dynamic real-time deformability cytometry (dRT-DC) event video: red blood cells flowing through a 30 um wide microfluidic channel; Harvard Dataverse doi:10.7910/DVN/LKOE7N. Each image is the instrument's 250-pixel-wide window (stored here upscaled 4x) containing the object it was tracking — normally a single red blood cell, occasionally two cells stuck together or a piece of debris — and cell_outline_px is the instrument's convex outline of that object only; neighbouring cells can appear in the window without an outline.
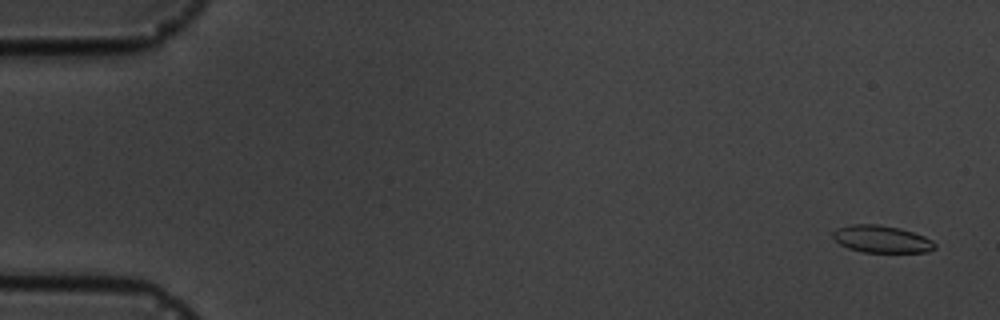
{"species": "common noctule bat (a hibernating species)", "species_latin": "Nyctalus noctula", "temperature_condition": "cold", "stored_images_in_passage": 7, "camera_frame_rate_fps": 3000, "um_per_image_px": 0.085, "animal": {"sex": "male", "body_mass_g": 19.5, "forearm_length_mm": 54.6}, "frame": {"image": 1, "passage_image": 1, "time_ms": 0.0, "image_size_px": [1000, 320], "cell_outline_px": [[936, 248], [928, 252], [864, 252], [848, 248], [840, 244], [832, 236], [832, 232], [836, 228], [852, 224], [880, 224], [900, 228], [924, 236], [932, 240], [936, 244]], "centroid_in_image_um": [74.94, 20.32], "position_along_channel_um": 10.1, "area_um2": 16.24}}
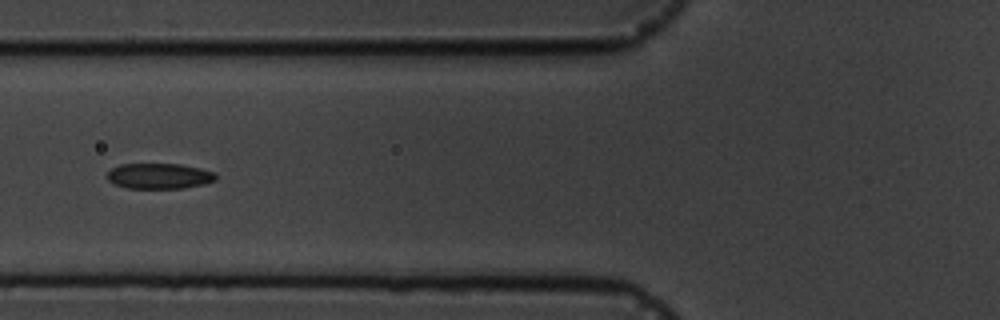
{"frame": {"image": 2, "passage_image": 6, "time_ms": 6.667, "image_size_px": [1000, 320], "cell_outline_px": [[216, 180], [204, 184], [184, 188], [128, 188], [116, 184], [108, 180], [108, 172], [112, 168], [120, 164], [180, 164], [200, 168], [216, 172]], "centroid_in_image_um": [13.57, 14.96], "position_along_channel_um": 112.2, "area_um2": 16.13}}
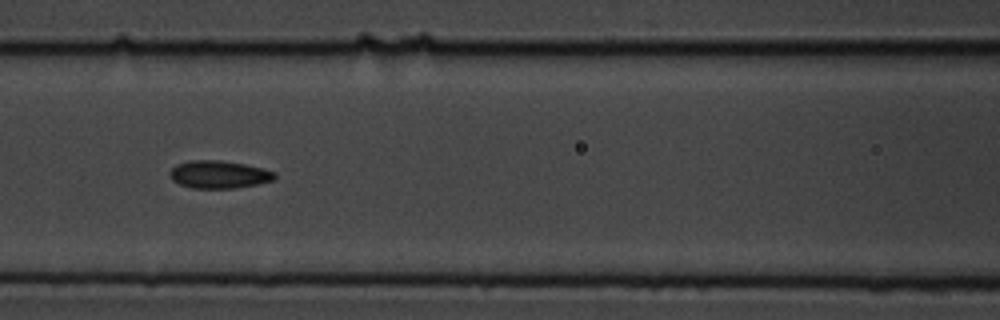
{"frame": {"image": 3, "passage_image": 7, "time_ms": 7.667, "image_size_px": [1000, 320], "cell_outline_px": [[276, 176], [272, 180], [256, 184], [232, 188], [192, 188], [180, 184], [172, 180], [168, 172], [176, 164], [188, 160], [220, 160], [244, 164], [276, 172]], "centroid_in_image_um": [18.55, 14.82], "position_along_channel_um": 148.0, "area_um2": 16.82}}